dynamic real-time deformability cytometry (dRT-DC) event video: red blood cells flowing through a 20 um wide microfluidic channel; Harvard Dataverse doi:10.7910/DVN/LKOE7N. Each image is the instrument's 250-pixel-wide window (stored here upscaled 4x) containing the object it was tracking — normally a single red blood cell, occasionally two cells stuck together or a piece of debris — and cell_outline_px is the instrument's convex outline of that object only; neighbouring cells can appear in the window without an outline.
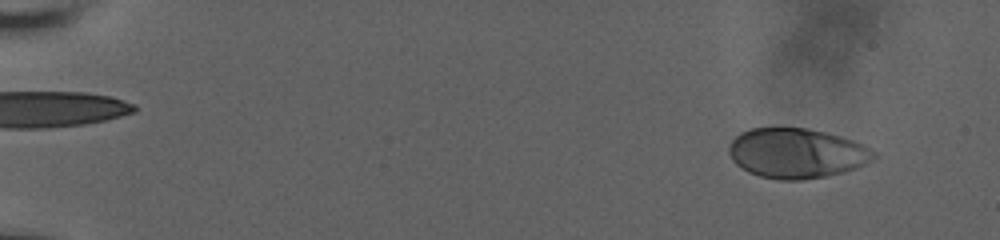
{"species": "human", "species_latin": "Homo sapiens", "temperature_condition": "room temperature", "stored_images_in_passage": 15, "camera_frame_rate_fps": 3000, "um_per_image_px": 0.085, "donor": {"sex": "male"}, "frame": {"image": 1, "passage_image": 3, "time_ms": 1.667, "image_size_px": [1000, 240], "cell_outline_px": [[876, 156], [872, 160], [856, 168], [844, 172], [824, 176], [800, 180], [780, 180], [760, 176], [748, 172], [736, 164], [732, 160], [728, 152], [728, 148], [732, 140], [740, 132], [748, 128], [772, 124], [808, 128], [840, 136], [864, 144], [876, 152]], "centroid_in_image_um": [67.67, 12.97], "position_along_channel_um": 17.3, "area_um2": 43.06}}
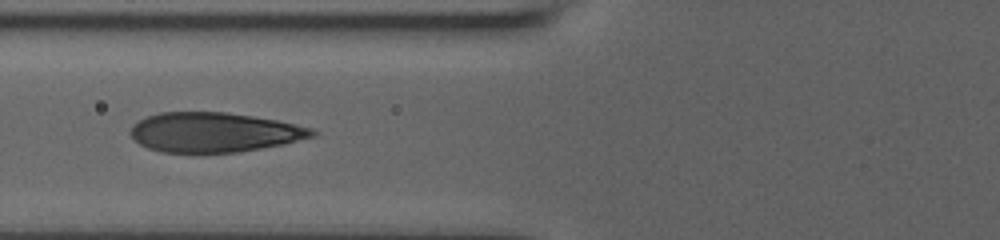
{"frame": {"image": 2, "passage_image": 12, "time_ms": 8.333, "image_size_px": [1000, 240], "cell_outline_px": [[320, 132], [316, 136], [280, 144], [260, 148], [236, 152], [164, 152], [148, 148], [140, 144], [128, 132], [132, 124], [148, 116], [160, 112], [224, 112], [252, 116], [276, 120], [312, 128]], "centroid_in_image_um": [18.19, 11.24], "position_along_channel_um": 107.6, "area_um2": 41.67}}
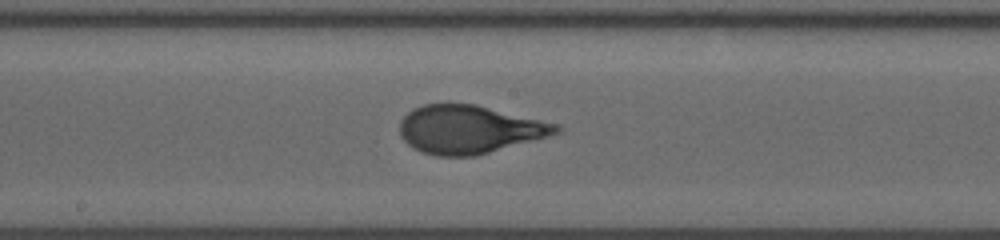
{"frame": {"image": 3, "passage_image": 15, "time_ms": 11.0, "image_size_px": [1000, 240], "cell_outline_px": [[564, 128], [560, 132], [488, 152], [472, 156], [436, 156], [420, 152], [412, 148], [400, 136], [400, 120], [412, 108], [424, 104], [476, 104], [560, 124]], "centroid_in_image_um": [39.85, 10.99], "position_along_channel_um": 208.3, "area_um2": 43.81}}